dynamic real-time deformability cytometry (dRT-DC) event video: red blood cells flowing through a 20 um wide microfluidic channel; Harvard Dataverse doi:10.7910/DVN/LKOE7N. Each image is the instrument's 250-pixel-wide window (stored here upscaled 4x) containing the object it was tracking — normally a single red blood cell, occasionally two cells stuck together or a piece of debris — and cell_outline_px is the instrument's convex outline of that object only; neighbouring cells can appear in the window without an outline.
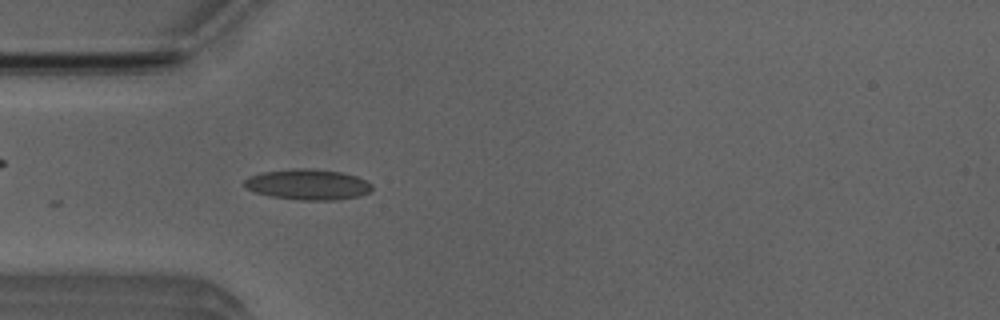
{"species": "Egyptian fruit bat (a non-hibernating species)", "species_latin": "Rousettus aegyptiacus", "temperature_condition": "room temperature", "stored_images_in_passage": 11, "camera_frame_rate_fps": 3000, "um_per_image_px": 0.085, "animal": {"sex": "male"}, "frame": {"image": 1, "passage_image": 4, "time_ms": 1.0, "image_size_px": [1000, 320], "cell_outline_px": [[372, 192], [360, 196], [340, 200], [296, 200], [272, 196], [256, 192], [244, 188], [244, 180], [248, 176], [260, 172], [296, 168], [312, 168], [340, 172], [356, 176], [372, 184]], "centroid_in_image_um": [26.17, 15.68], "position_along_channel_um": 58.8, "area_um2": 23.06}}